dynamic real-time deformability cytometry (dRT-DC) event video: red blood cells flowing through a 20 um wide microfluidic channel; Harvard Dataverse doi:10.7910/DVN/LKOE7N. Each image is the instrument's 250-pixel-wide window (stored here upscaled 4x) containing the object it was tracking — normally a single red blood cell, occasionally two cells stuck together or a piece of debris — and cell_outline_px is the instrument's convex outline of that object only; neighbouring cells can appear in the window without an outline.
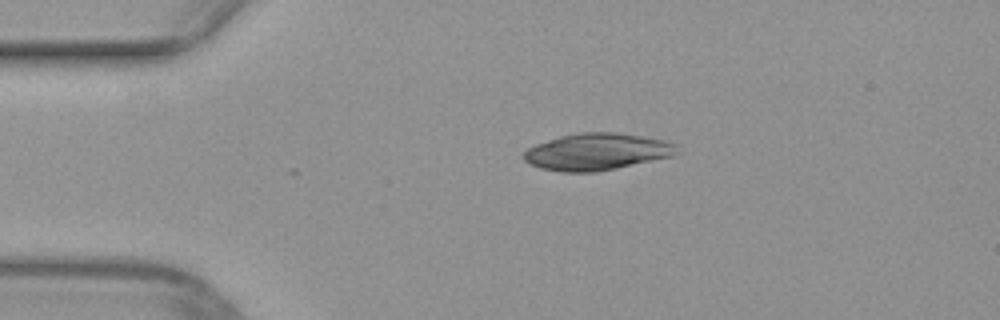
{"species": "common noctule bat (a hibernating species)", "species_latin": "Nyctalus noctula", "temperature_condition": "warm", "stored_images_in_passage": 31, "camera_frame_rate_fps": 3000, "um_per_image_px": 0.085, "animal": {"sex": "female", "body_mass_g": 29.2, "forearm_length_mm": 56.3}, "frame": {"image": 1, "passage_image": 1, "time_ms": 0.0, "image_size_px": [1000, 320], "cell_outline_px": [[680, 152], [672, 156], [616, 168], [596, 172], [560, 172], [540, 168], [524, 160], [524, 152], [528, 148], [536, 144], [560, 136], [580, 132], [616, 132], [664, 140], [676, 144]], "centroid_in_image_um": [50.74, 12.9], "position_along_channel_um": 34.3, "area_um2": 32.77}}